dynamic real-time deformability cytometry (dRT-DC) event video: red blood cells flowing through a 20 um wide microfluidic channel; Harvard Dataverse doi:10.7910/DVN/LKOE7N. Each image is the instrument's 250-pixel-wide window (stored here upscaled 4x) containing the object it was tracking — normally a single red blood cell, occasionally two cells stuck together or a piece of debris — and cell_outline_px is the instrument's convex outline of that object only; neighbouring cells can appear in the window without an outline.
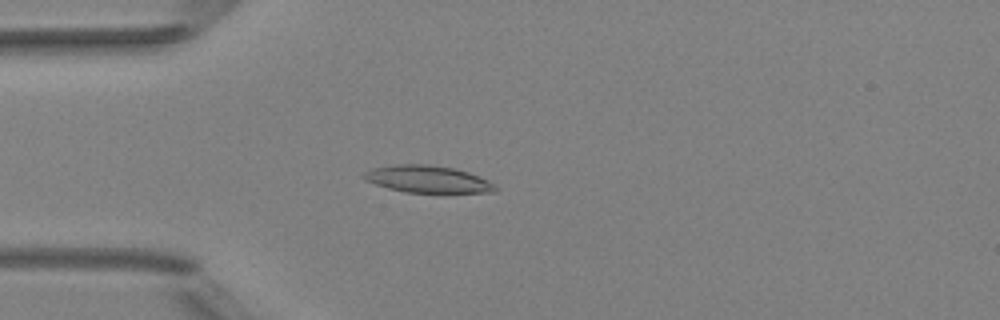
{"species": "Egyptian fruit bat (a non-hibernating species)", "species_latin": "Rousettus aegyptiacus", "temperature_condition": "room temperature", "stored_images_in_passage": 4, "camera_frame_rate_fps": 3000, "um_per_image_px": 0.085, "animal": {"sex": "female"}, "frame": {"image": 1, "passage_image": 3, "time_ms": 2.667, "image_size_px": [1000, 320], "cell_outline_px": [[496, 192], [404, 192], [388, 188], [364, 180], [360, 176], [364, 172], [372, 168], [396, 164], [428, 164], [452, 168], [468, 172], [480, 176], [496, 184]], "centroid_in_image_um": [36.32, 15.22], "position_along_channel_um": 48.7, "area_um2": 20.75}}